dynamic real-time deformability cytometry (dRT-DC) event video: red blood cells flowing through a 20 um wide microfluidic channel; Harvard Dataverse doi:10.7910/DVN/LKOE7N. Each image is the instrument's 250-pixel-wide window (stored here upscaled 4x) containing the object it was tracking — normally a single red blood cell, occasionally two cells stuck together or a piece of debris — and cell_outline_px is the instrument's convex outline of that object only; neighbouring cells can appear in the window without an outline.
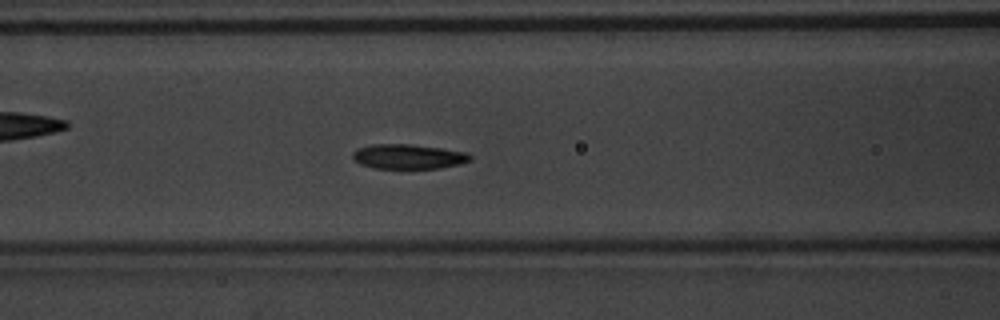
{"species": "common noctule bat (a hibernating species)", "species_latin": "Nyctalus noctula", "temperature_condition": "warm", "stored_images_in_passage": 52, "camera_frame_rate_fps": 3000, "um_per_image_px": 0.085, "animal": {"sex": "male", "body_mass_g": 20.1, "forearm_length_mm": 53.5}, "frame": {"image": 1, "passage_image": 21, "time_ms": 6.667, "image_size_px": [1000, 320], "cell_outline_px": [[472, 160], [460, 164], [440, 168], [372, 168], [360, 164], [352, 160], [352, 152], [356, 148], [372, 144], [412, 144], [468, 152], [472, 156]], "centroid_in_image_um": [34.68, 13.3], "position_along_channel_um": 131.9, "area_um2": 17.17}}
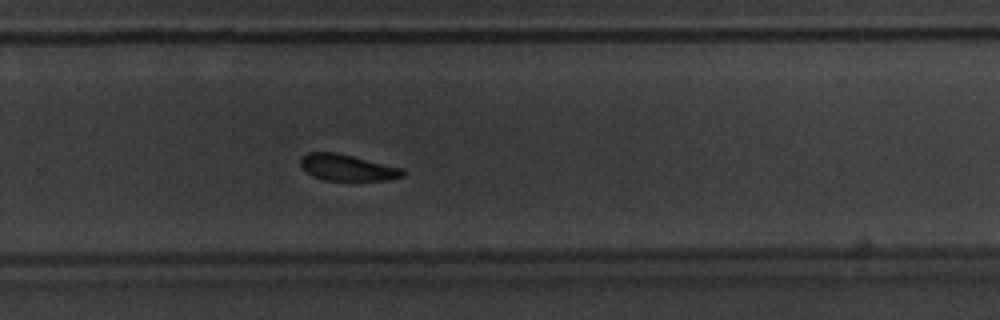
{"frame": {"image": 2, "passage_image": 34, "time_ms": 11.0, "image_size_px": [1000, 320], "cell_outline_px": [[404, 176], [392, 180], [324, 180], [312, 176], [300, 164], [300, 160], [308, 152], [336, 152], [404, 168]], "centroid_in_image_um": [29.57, 14.25], "position_along_channel_um": 300.2, "area_um2": 15.66}}
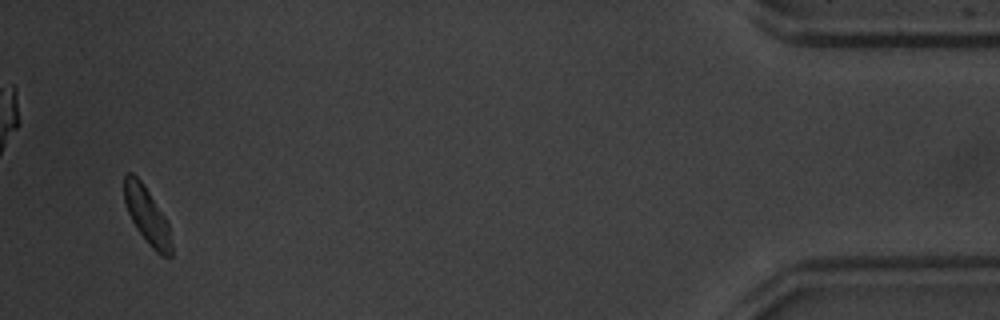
{"frame": {"image": 3, "passage_image": 49, "time_ms": 16.0, "image_size_px": [1000, 320], "cell_outline_px": [[172, 256], [160, 256], [148, 244], [136, 228], [128, 212], [124, 200], [124, 176], [128, 172], [132, 172], [140, 180], [168, 220], [172, 244]], "centroid_in_image_um": [12.52, 18.35], "position_along_channel_um": 422.7, "area_um2": 15.66}}